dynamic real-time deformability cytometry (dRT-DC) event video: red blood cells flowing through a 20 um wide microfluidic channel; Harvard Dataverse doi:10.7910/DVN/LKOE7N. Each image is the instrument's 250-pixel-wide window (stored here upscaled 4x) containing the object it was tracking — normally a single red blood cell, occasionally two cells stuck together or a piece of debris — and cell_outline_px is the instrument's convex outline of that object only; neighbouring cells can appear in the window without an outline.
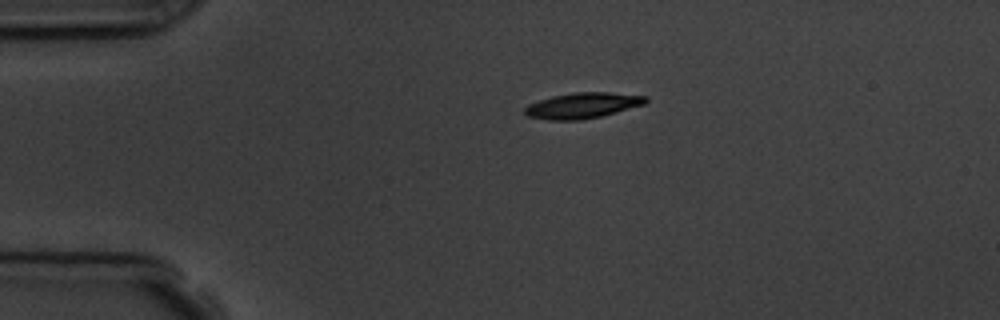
{"species": "common noctule bat (a hibernating species)", "species_latin": "Nyctalus noctula", "temperature_condition": "room temperature", "stored_images_in_passage": 2, "camera_frame_rate_fps": 3000, "um_per_image_px": 0.085, "animal": {"sex": "male", "body_mass_g": 19.5, "forearm_length_mm": 54.6}, "frame": {"image": 1, "passage_image": 1, "time_ms": 0.0, "image_size_px": [1000, 320], "cell_outline_px": [[648, 100], [644, 104], [616, 112], [600, 116], [580, 120], [548, 120], [528, 116], [524, 112], [524, 108], [528, 104], [552, 96], [576, 92], [608, 92], [648, 96]], "centroid_in_image_um": [49.51, 8.96], "position_along_channel_um": 35.5, "area_um2": 17.98}}